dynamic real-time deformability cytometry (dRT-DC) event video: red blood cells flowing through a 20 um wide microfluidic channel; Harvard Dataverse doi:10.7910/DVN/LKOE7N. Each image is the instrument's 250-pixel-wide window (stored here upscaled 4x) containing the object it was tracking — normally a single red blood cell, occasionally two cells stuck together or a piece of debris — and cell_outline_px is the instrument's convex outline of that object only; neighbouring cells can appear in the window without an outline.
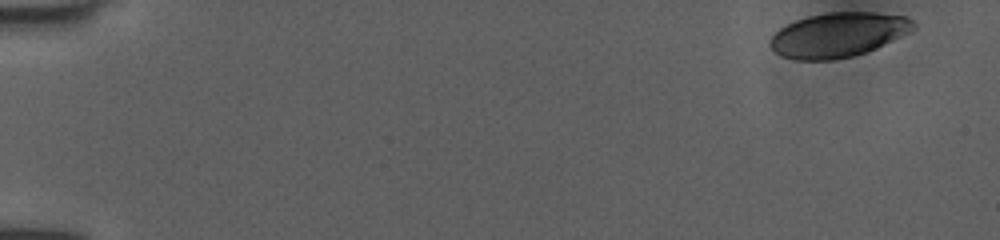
{"species": "human", "species_latin": "Homo sapiens", "temperature_condition": "room temperature", "stored_images_in_passage": 26, "camera_frame_rate_fps": 3000, "um_per_image_px": 0.085, "donor": {"sex": "female"}, "frame": {"image": 1, "passage_image": 1, "time_ms": 0.0, "image_size_px": [1000, 240], "cell_outline_px": [[916, 28], [912, 32], [868, 52], [852, 56], [832, 60], [796, 60], [780, 56], [768, 44], [772, 36], [780, 28], [796, 20], [808, 16], [828, 12], [872, 12], [908, 16], [916, 24]], "centroid_in_image_um": [71.29, 2.96], "position_along_channel_um": 13.7, "area_um2": 37.51}}
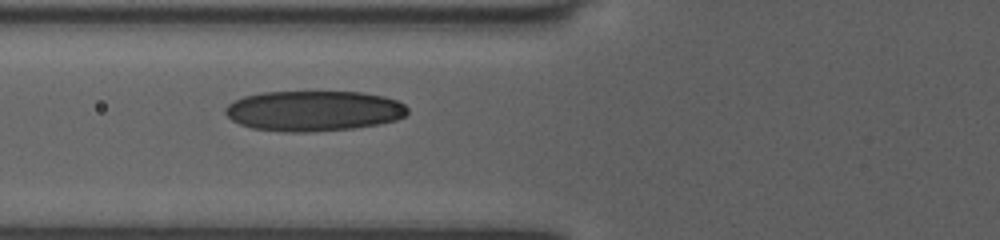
{"frame": {"image": 2, "passage_image": 15, "time_ms": 4.667, "image_size_px": [1000, 240], "cell_outline_px": [[408, 112], [404, 116], [396, 120], [376, 124], [352, 128], [308, 132], [284, 132], [252, 128], [240, 124], [232, 120], [224, 112], [224, 108], [232, 100], [244, 96], [260, 92], [364, 92], [384, 96], [396, 100], [404, 104], [408, 108]], "centroid_in_image_um": [26.63, 9.41], "position_along_channel_um": 99.2, "area_um2": 43.0}}
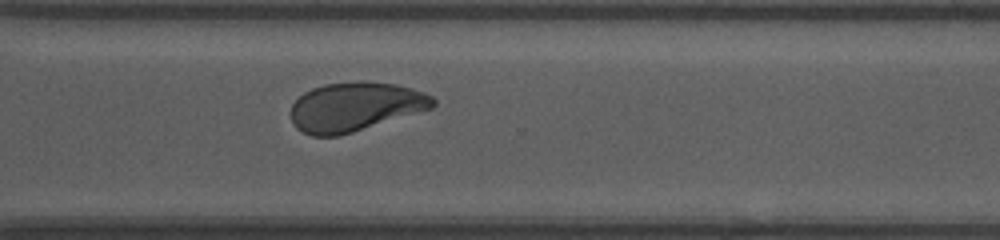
{"frame": {"image": 3, "passage_image": 26, "time_ms": 8.333, "image_size_px": [1000, 240], "cell_outline_px": [[436, 104], [432, 108], [352, 132], [336, 136], [312, 136], [296, 128], [292, 124], [292, 104], [304, 92], [312, 88], [324, 84], [360, 80], [364, 80], [396, 84], [412, 88], [424, 92], [432, 96], [436, 100]], "centroid_in_image_um": [30.19, 9.05], "position_along_channel_um": 340.4, "area_um2": 40.63}}